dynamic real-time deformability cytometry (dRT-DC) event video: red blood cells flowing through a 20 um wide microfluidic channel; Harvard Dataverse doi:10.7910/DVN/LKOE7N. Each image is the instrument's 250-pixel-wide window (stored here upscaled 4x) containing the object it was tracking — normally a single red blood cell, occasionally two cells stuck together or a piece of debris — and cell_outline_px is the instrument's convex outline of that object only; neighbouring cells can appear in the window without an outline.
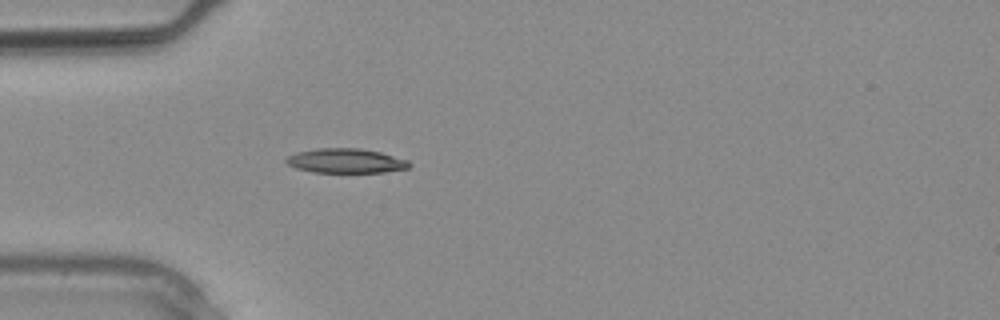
{"species": "common noctule bat (a hibernating species)", "species_latin": "Nyctalus noctula", "temperature_condition": "warm", "stored_images_in_passage": 29, "camera_frame_rate_fps": 3000, "um_per_image_px": 0.085, "animal": {"sex": "male", "body_mass_g": 20.4}, "frame": {"image": 1, "passage_image": 9, "time_ms": 2.667, "image_size_px": [1000, 320], "cell_outline_px": [[412, 164], [408, 168], [384, 172], [312, 172], [296, 168], [288, 164], [284, 160], [288, 156], [296, 152], [316, 148], [360, 148], [380, 152], [408, 160]], "centroid_in_image_um": [29.38, 13.66], "position_along_channel_um": 55.6, "area_um2": 17.57}}
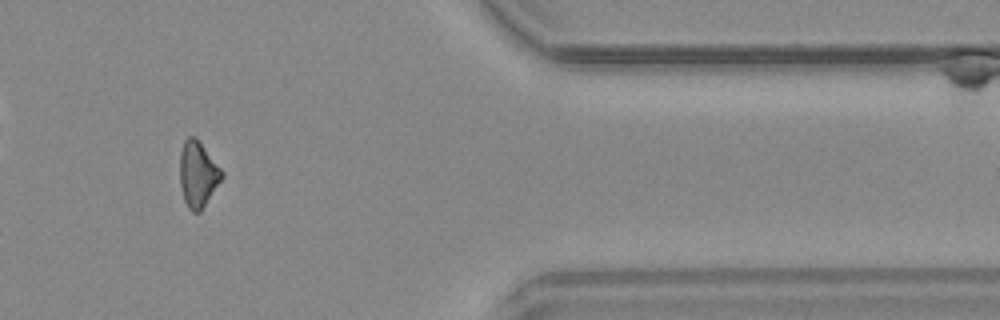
{"frame": {"image": 2, "passage_image": 25, "time_ms": 8.0, "image_size_px": [1000, 320], "cell_outline_px": [[224, 176], [200, 212], [192, 212], [188, 208], [184, 200], [180, 184], [180, 152], [184, 140], [188, 136], [196, 136], [224, 172]], "centroid_in_image_um": [16.82, 14.79], "position_along_channel_um": 394.6, "area_um2": 16.18}}